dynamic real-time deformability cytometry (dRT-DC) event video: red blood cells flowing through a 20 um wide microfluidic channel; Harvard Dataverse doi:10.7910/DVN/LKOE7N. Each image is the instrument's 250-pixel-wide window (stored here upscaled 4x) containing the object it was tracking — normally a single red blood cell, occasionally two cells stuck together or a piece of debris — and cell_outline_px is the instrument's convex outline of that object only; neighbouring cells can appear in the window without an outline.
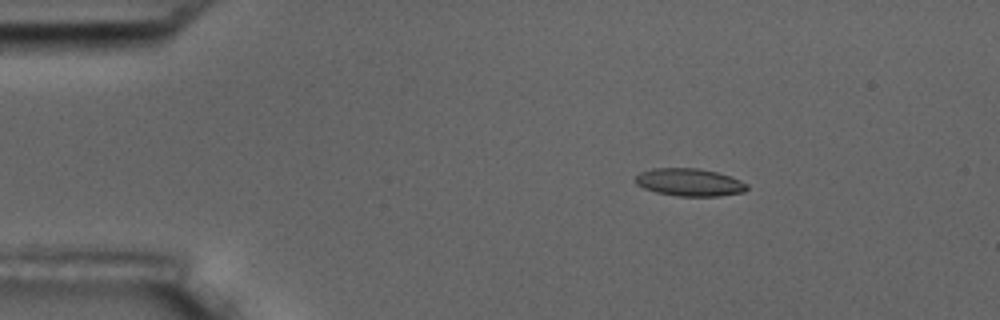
{"species": "common noctule bat (a hibernating species)", "species_latin": "Nyctalus noctula", "temperature_condition": "room temperature", "stored_images_in_passage": 4, "camera_frame_rate_fps": 3000, "um_per_image_px": 0.085, "animal": {"sex": "male", "body_mass_g": 17.5, "forearm_length_mm": 52.3}, "frame": {"image": 1, "passage_image": 3, "time_ms": 2.333, "image_size_px": [1000, 320], "cell_outline_px": [[748, 188], [744, 192], [720, 196], [676, 196], [656, 192], [644, 188], [636, 184], [632, 180], [640, 172], [652, 168], [696, 168], [716, 172], [740, 180], [748, 184]], "centroid_in_image_um": [58.57, 15.5], "position_along_channel_um": 26.4, "area_um2": 18.03}}